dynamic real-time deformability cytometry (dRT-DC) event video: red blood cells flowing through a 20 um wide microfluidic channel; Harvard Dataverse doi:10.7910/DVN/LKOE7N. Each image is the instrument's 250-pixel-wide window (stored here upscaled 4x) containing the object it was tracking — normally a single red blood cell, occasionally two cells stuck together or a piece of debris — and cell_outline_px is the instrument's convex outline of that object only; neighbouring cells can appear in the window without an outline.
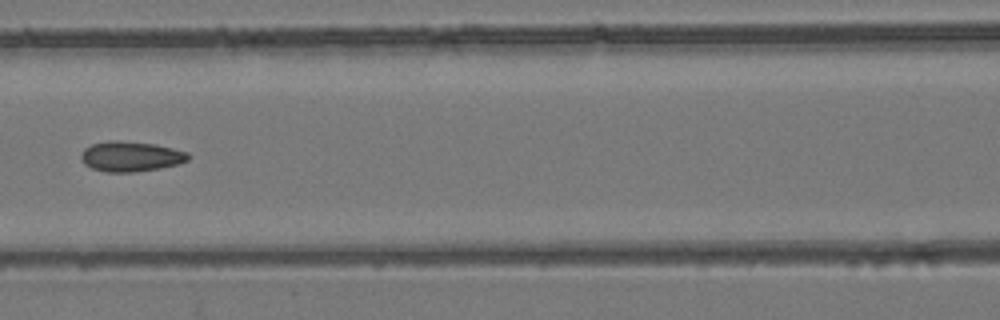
{"species": "common noctule bat (a hibernating species)", "species_latin": "Nyctalus noctula", "temperature_condition": "room temperature", "stored_images_in_passage": 8, "camera_frame_rate_fps": 3000, "um_per_image_px": 0.085, "animal": {"sex": "female", "body_mass_g": 24.6, "forearm_length_mm": 56.2}, "frame": {"image": 1, "passage_image": 7, "time_ms": 7.0, "image_size_px": [1000, 320], "cell_outline_px": [[192, 156], [188, 160], [176, 164], [160, 168], [136, 172], [104, 172], [92, 168], [84, 164], [80, 156], [84, 148], [92, 144], [108, 140], [116, 140], [156, 144], [188, 152]], "centroid_in_image_um": [11.11, 13.29], "position_along_channel_um": 155.5, "area_um2": 18.96}}
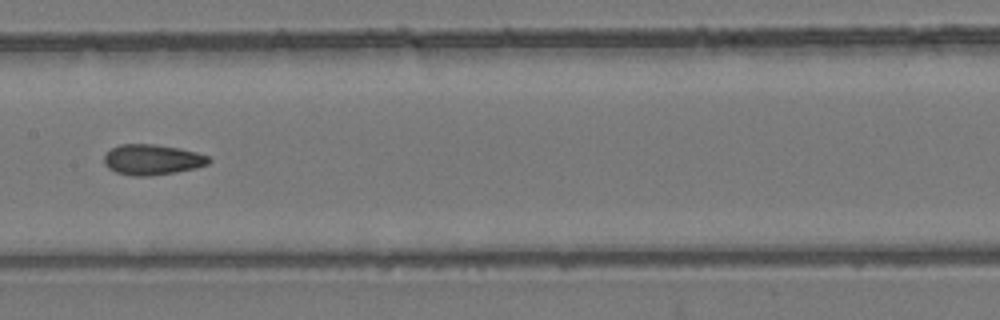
{"frame": {"image": 2, "passage_image": 8, "time_ms": 8.0, "image_size_px": [1000, 320], "cell_outline_px": [[212, 160], [208, 164], [196, 168], [176, 172], [148, 176], [132, 176], [116, 172], [108, 168], [104, 164], [104, 156], [112, 148], [120, 144], [156, 144], [180, 148], [196, 152], [208, 156]], "centroid_in_image_um": [12.95, 13.57], "position_along_channel_um": 194.5, "area_um2": 18.67}}